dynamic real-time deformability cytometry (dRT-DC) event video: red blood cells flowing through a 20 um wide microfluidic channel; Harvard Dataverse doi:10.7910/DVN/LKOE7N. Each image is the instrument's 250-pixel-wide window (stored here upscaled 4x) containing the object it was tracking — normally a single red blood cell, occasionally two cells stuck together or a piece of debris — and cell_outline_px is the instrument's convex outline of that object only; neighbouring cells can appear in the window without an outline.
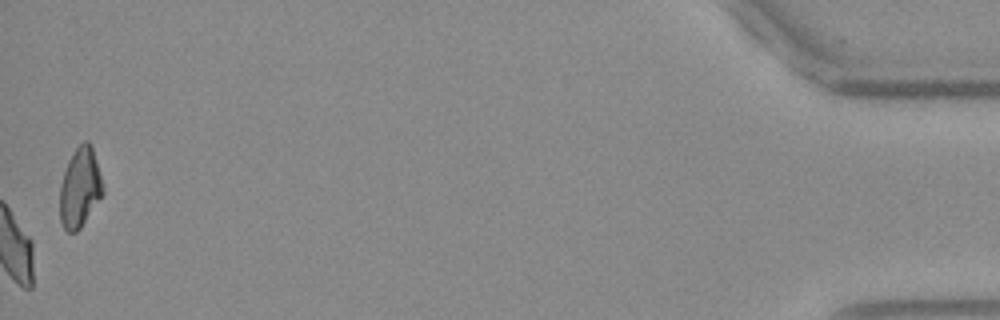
{"species": "Egyptian fruit bat (a non-hibernating species)", "species_latin": "Rousettus aegyptiacus", "temperature_condition": "warm", "stored_images_in_passage": 52, "camera_frame_rate_fps": 3000, "um_per_image_px": 0.085, "frame": {"image": 1, "passage_image": 52, "time_ms": 17.0, "image_size_px": [1000, 320], "cell_outline_px": [[104, 192], [80, 228], [76, 232], [68, 232], [64, 228], [60, 220], [60, 184], [68, 160], [76, 148], [84, 140], [88, 140], [92, 144], [104, 188]], "centroid_in_image_um": [6.79, 15.92], "position_along_channel_um": 428.4, "area_um2": 19.88}, "authors_computed_cell_mechanics": {"area_um2": 19.7387, "velocity_mm_per_s": 3.9255, "shape_relaxation_time_tau1_ms": 5.6824, "shape_relaxation_time_tau2_ms": 2.2364, "deformation_change_tau1": 0.194, "deformation_change_tau2": 0.0741}}